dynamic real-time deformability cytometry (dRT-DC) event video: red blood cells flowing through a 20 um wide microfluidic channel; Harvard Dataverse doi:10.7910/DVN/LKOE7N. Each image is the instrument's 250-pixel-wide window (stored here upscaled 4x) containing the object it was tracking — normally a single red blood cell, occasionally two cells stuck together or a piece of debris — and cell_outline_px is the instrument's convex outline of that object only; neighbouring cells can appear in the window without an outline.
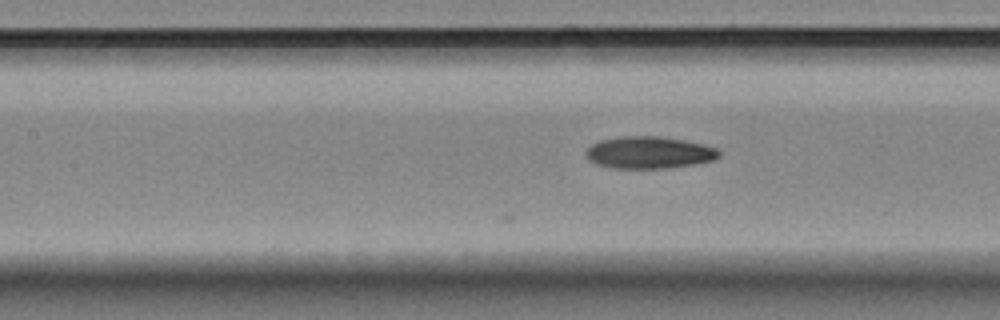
{"species": "Egyptian fruit bat (a non-hibernating species)", "species_latin": "Rousettus aegyptiacus", "temperature_condition": "room temperature", "stored_images_in_passage": 8, "camera_frame_rate_fps": 3000, "um_per_image_px": 0.085, "animal": {"sex": "female"}, "frame": {"image": 1, "passage_image": 8, "time_ms": 2.333, "image_size_px": [1000, 320], "cell_outline_px": [[720, 156], [712, 160], [696, 164], [664, 168], [612, 168], [596, 164], [588, 160], [584, 152], [592, 144], [600, 140], [620, 136], [656, 136], [684, 140], [716, 148], [720, 152]], "centroid_in_image_um": [55.13, 12.97], "position_along_channel_um": 152.3, "area_um2": 24.8}}